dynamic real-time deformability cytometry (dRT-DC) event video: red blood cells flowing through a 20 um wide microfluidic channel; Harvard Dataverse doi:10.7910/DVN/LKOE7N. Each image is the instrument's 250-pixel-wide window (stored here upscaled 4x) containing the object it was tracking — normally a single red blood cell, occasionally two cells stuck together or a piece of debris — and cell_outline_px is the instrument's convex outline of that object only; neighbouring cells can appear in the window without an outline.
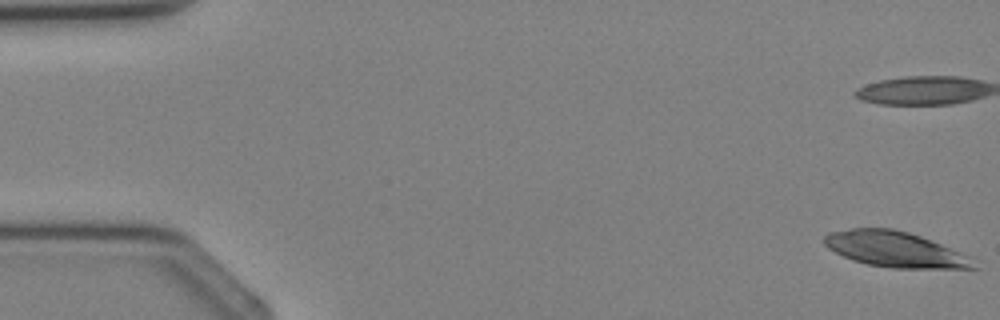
{"species": "Egyptian fruit bat (a non-hibernating species)", "species_latin": "Rousettus aegyptiacus", "temperature_condition": "cold", "stored_images_in_passage": 4, "camera_frame_rate_fps": 3000, "um_per_image_px": 0.085, "animal": {"sex": "female"}, "frame": {"image": 1, "passage_image": 1, "time_ms": 0.0, "image_size_px": [1000, 320], "cell_outline_px": [[980, 268], [892, 268], [868, 264], [852, 260], [828, 248], [824, 244], [824, 236], [828, 232], [852, 228], [892, 228], [908, 232], [920, 236], [972, 256]], "centroid_in_image_um": [76.11, 21.19], "position_along_channel_um": 8.9, "area_um2": 30.98}}